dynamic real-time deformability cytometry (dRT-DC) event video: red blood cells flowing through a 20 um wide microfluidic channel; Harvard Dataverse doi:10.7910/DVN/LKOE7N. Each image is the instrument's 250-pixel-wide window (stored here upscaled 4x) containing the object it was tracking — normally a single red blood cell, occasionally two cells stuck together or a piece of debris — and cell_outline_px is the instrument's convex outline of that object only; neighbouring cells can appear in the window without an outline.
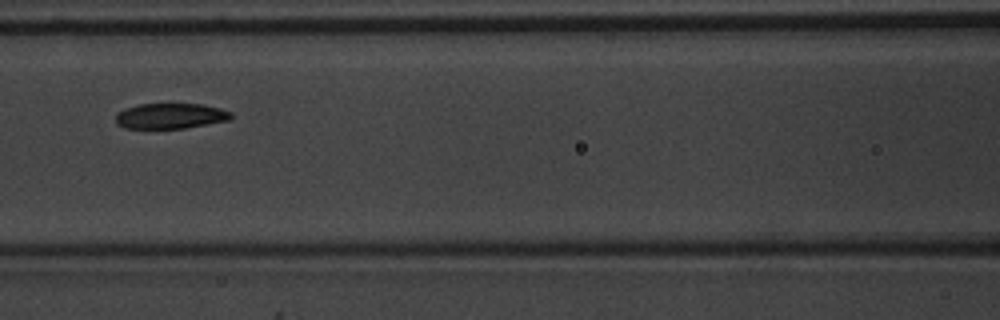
{"species": "common noctule bat (a hibernating species)", "species_latin": "Nyctalus noctula", "temperature_condition": "warm", "stored_images_in_passage": 4, "camera_frame_rate_fps": 3000, "um_per_image_px": 0.085, "animal": {"sex": "male", "body_mass_g": 20.1, "forearm_length_mm": 53.5}, "frame": {"image": 1, "passage_image": 4, "time_ms": 1.0, "image_size_px": [1000, 320], "cell_outline_px": [[232, 116], [228, 120], [208, 124], [184, 128], [124, 128], [116, 124], [116, 112], [124, 108], [140, 104], [200, 104], [220, 108], [232, 112]], "centroid_in_image_um": [14.45, 9.85], "position_along_channel_um": 152.1, "area_um2": 17.11}}